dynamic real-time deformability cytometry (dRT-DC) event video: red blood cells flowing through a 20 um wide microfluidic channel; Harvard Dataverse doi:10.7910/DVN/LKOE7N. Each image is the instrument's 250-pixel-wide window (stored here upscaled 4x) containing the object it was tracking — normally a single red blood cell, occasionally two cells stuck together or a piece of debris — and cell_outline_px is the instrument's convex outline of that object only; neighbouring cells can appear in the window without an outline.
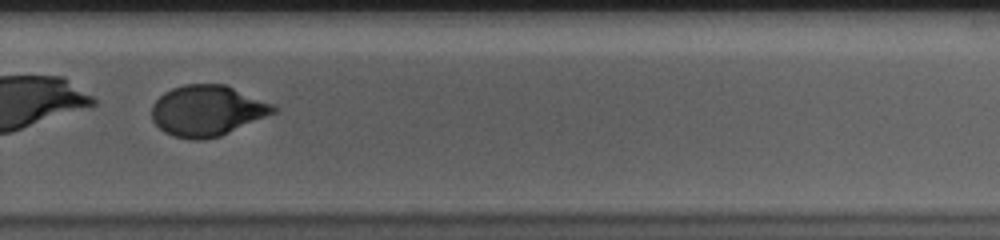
{"species": "human", "species_latin": "Homo sapiens", "temperature_condition": "cold", "stored_images_in_passage": 39, "camera_frame_rate_fps": 3000, "um_per_image_px": 0.085, "donor": {"sex": "male"}, "frame": {"image": 1, "passage_image": 23, "time_ms": 7.333, "image_size_px": [1000, 240], "cell_outline_px": [[280, 108], [276, 112], [220, 136], [204, 140], [192, 140], [172, 136], [164, 132], [152, 120], [152, 104], [164, 92], [172, 88], [184, 84], [224, 84], [272, 104]], "centroid_in_image_um": [17.59, 9.41], "position_along_channel_um": 312.2, "area_um2": 35.89}, "authors_computed_cell_mechanics": {"area_um2": 36.703, "velocity_mm_per_s": 3.5931, "shape_relaxation_time_tau1_ms": 4.6781, "shape_relaxation_time_tau2_ms": 1.035, "deformation_change_tau1": 0.1557, "deformation_change_tau2": 0.0443}}